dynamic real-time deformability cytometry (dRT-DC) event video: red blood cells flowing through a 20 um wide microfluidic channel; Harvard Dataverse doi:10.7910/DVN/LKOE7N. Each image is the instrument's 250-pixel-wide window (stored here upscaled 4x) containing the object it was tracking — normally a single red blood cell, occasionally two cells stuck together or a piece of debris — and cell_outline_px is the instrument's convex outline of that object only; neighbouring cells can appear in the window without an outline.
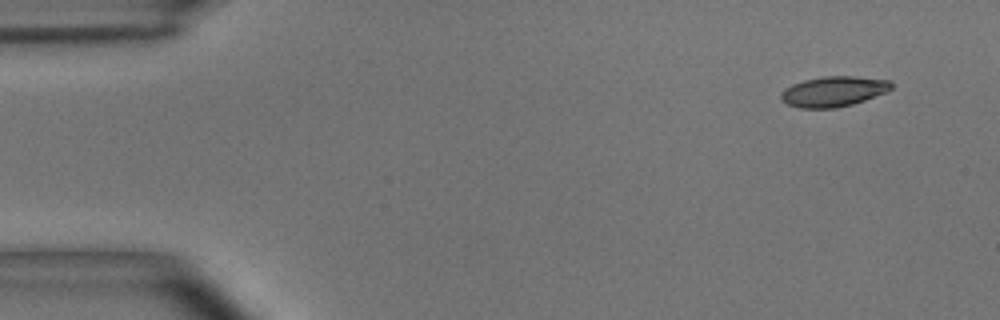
{"species": "common noctule bat (a hibernating species)", "species_latin": "Nyctalus noctula", "temperature_condition": "room temperature", "stored_images_in_passage": 7, "camera_frame_rate_fps": 3000, "um_per_image_px": 0.085, "animal": {"sex": "male", "body_mass_g": 15.6}, "frame": {"image": 1, "passage_image": 1, "time_ms": 0.0, "image_size_px": [1000, 320], "cell_outline_px": [[892, 88], [884, 92], [864, 100], [852, 104], [836, 108], [800, 108], [788, 104], [780, 100], [780, 92], [784, 88], [792, 84], [804, 80], [824, 76], [852, 76], [888, 80], [892, 84]], "centroid_in_image_um": [70.78, 7.77], "position_along_channel_um": 14.2, "area_um2": 19.36}}
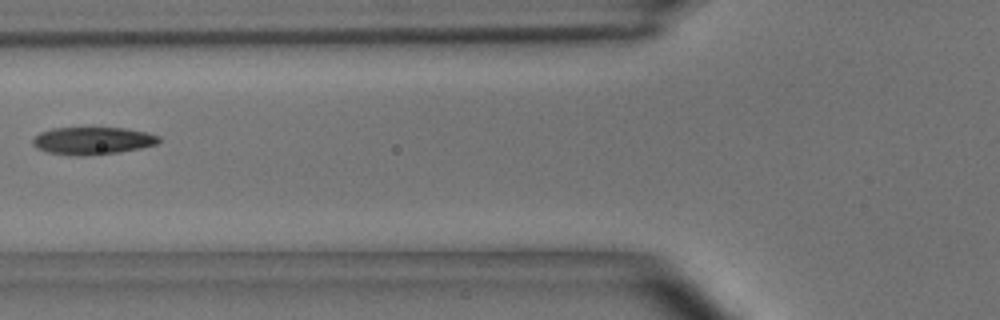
{"frame": {"image": 2, "passage_image": 6, "time_ms": 1.667, "image_size_px": [1000, 320], "cell_outline_px": [[160, 140], [156, 144], [140, 148], [120, 152], [84, 156], [76, 156], [48, 152], [36, 148], [32, 144], [32, 140], [40, 132], [52, 128], [128, 128], [148, 132], [160, 136]], "centroid_in_image_um": [7.88, 11.96], "position_along_channel_um": 117.9, "area_um2": 20.29}}